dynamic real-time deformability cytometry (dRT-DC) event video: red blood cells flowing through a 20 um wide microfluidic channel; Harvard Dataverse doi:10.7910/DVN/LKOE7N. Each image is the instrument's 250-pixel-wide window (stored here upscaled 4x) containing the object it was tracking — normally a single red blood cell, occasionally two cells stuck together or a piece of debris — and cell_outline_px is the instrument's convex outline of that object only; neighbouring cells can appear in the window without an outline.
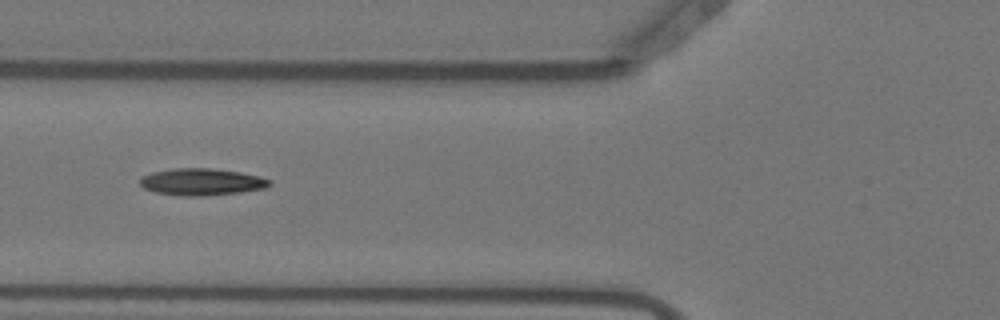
{"species": "Egyptian fruit bat (a non-hibernating species)", "species_latin": "Rousettus aegyptiacus", "temperature_condition": "warm", "stored_images_in_passage": 7, "camera_frame_rate_fps": 3000, "um_per_image_px": 0.085, "animal": {"sex": "female"}, "frame": {"image": 1, "passage_image": 5, "time_ms": 1.333, "image_size_px": [1000, 320], "cell_outline_px": [[272, 184], [264, 188], [240, 192], [200, 196], [180, 196], [156, 192], [144, 188], [140, 184], [140, 176], [152, 172], [172, 168], [212, 168], [240, 172], [260, 176], [268, 180]], "centroid_in_image_um": [17.1, 15.45], "position_along_channel_um": 108.7, "area_um2": 20.29}}
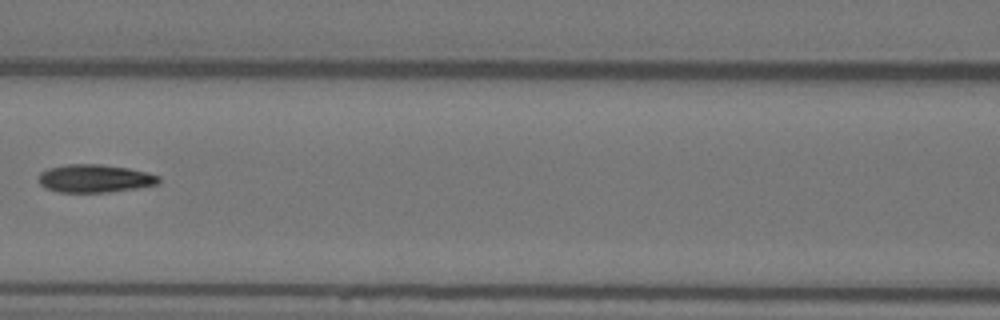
{"frame": {"image": 2, "passage_image": 6, "time_ms": 1.667, "image_size_px": [1000, 320], "cell_outline_px": [[160, 180], [156, 184], [136, 188], [108, 192], [56, 192], [44, 188], [40, 184], [40, 172], [48, 168], [68, 164], [100, 164], [128, 168], [160, 176]], "centroid_in_image_um": [8.02, 15.17], "position_along_channel_um": 158.6, "area_um2": 19.48}}
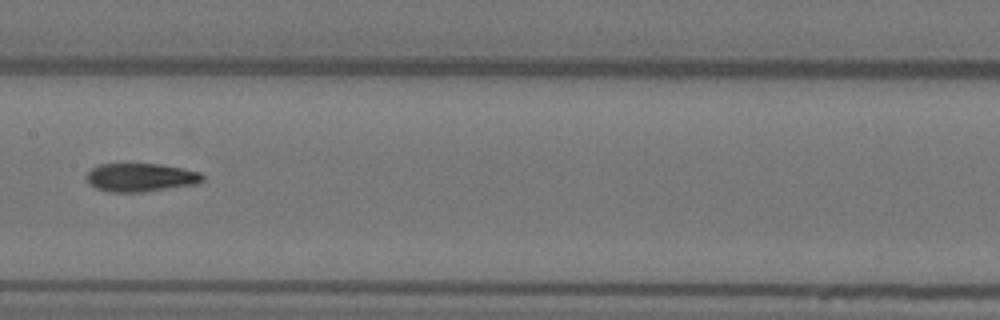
{"frame": {"image": 3, "passage_image": 7, "time_ms": 2.0, "image_size_px": [1000, 320], "cell_outline_px": [[204, 180], [196, 184], [144, 192], [112, 192], [96, 188], [88, 184], [84, 176], [92, 168], [100, 164], [160, 164], [200, 172], [204, 176]], "centroid_in_image_um": [11.93, 15.09], "position_along_channel_um": 195.5, "area_um2": 19.25}}